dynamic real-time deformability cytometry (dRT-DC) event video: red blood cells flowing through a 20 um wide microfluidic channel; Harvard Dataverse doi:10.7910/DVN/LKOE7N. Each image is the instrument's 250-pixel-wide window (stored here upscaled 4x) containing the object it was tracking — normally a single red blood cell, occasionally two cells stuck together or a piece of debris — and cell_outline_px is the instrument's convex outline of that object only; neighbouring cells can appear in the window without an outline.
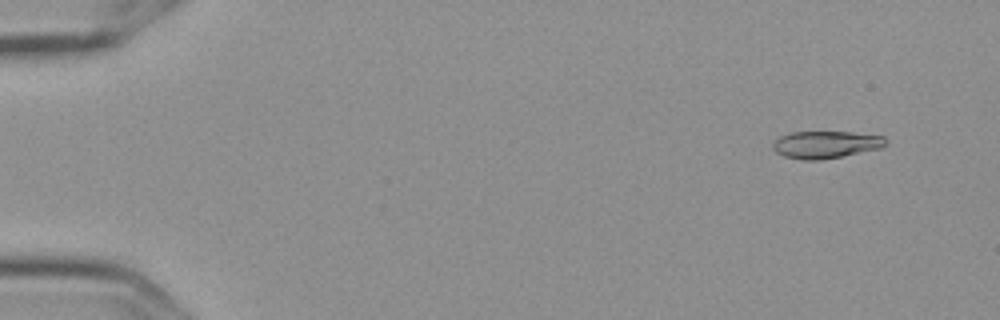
{"species": "Egyptian fruit bat (a non-hibernating species)", "species_latin": "Rousettus aegyptiacus", "temperature_condition": "cold", "stored_images_in_passage": 5, "camera_frame_rate_fps": 3000, "um_per_image_px": 0.085, "frame": {"image": 1, "passage_image": 2, "time_ms": 0.333, "image_size_px": [1000, 320], "cell_outline_px": [[888, 140], [884, 148], [820, 160], [800, 160], [784, 156], [776, 152], [772, 148], [772, 144], [780, 136], [792, 132], [852, 132], [884, 136]], "centroid_in_image_um": [70.22, 12.29], "position_along_channel_um": 14.8, "area_um2": 18.09}}
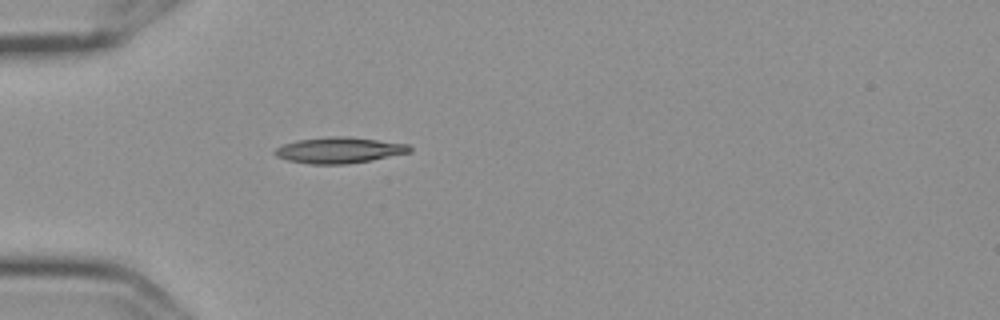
{"frame": {"image": 2, "passage_image": 5, "time_ms": 1.333, "image_size_px": [1000, 320], "cell_outline_px": [[412, 152], [372, 160], [344, 164], [312, 164], [288, 160], [276, 156], [272, 152], [276, 148], [284, 144], [296, 140], [328, 136], [348, 136], [408, 144], [412, 148]], "centroid_in_image_um": [28.83, 12.76], "position_along_channel_um": 56.2, "area_um2": 20.46}}